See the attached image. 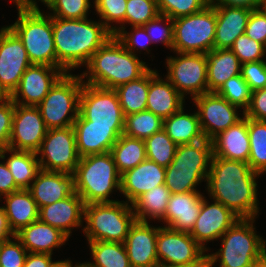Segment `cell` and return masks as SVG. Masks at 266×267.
<instances>
[{
    "label": "cell",
    "mask_w": 266,
    "mask_h": 267,
    "mask_svg": "<svg viewBox=\"0 0 266 267\" xmlns=\"http://www.w3.org/2000/svg\"><path fill=\"white\" fill-rule=\"evenodd\" d=\"M185 98L159 73L150 81L146 110L153 112L163 120L178 112L184 105Z\"/></svg>",
    "instance_id": "29"
},
{
    "label": "cell",
    "mask_w": 266,
    "mask_h": 267,
    "mask_svg": "<svg viewBox=\"0 0 266 267\" xmlns=\"http://www.w3.org/2000/svg\"><path fill=\"white\" fill-rule=\"evenodd\" d=\"M250 154L248 164L251 169L261 173L266 169V121L248 118Z\"/></svg>",
    "instance_id": "39"
},
{
    "label": "cell",
    "mask_w": 266,
    "mask_h": 267,
    "mask_svg": "<svg viewBox=\"0 0 266 267\" xmlns=\"http://www.w3.org/2000/svg\"><path fill=\"white\" fill-rule=\"evenodd\" d=\"M211 141L213 156L248 163L250 154L248 117L243 115L240 121L219 133Z\"/></svg>",
    "instance_id": "26"
},
{
    "label": "cell",
    "mask_w": 266,
    "mask_h": 267,
    "mask_svg": "<svg viewBox=\"0 0 266 267\" xmlns=\"http://www.w3.org/2000/svg\"><path fill=\"white\" fill-rule=\"evenodd\" d=\"M85 67L87 71L80 74L83 83L107 89L137 80L150 69L146 62L128 51L115 36L92 55Z\"/></svg>",
    "instance_id": "3"
},
{
    "label": "cell",
    "mask_w": 266,
    "mask_h": 267,
    "mask_svg": "<svg viewBox=\"0 0 266 267\" xmlns=\"http://www.w3.org/2000/svg\"><path fill=\"white\" fill-rule=\"evenodd\" d=\"M165 183V167L144 160L133 169L121 174L120 193L132 204L138 197Z\"/></svg>",
    "instance_id": "22"
},
{
    "label": "cell",
    "mask_w": 266,
    "mask_h": 267,
    "mask_svg": "<svg viewBox=\"0 0 266 267\" xmlns=\"http://www.w3.org/2000/svg\"><path fill=\"white\" fill-rule=\"evenodd\" d=\"M84 206L83 199L75 192L63 200L39 208L38 219L60 229L70 238L72 229L83 225Z\"/></svg>",
    "instance_id": "23"
},
{
    "label": "cell",
    "mask_w": 266,
    "mask_h": 267,
    "mask_svg": "<svg viewBox=\"0 0 266 267\" xmlns=\"http://www.w3.org/2000/svg\"><path fill=\"white\" fill-rule=\"evenodd\" d=\"M242 114L253 120L266 121V88L252 91L250 104Z\"/></svg>",
    "instance_id": "53"
},
{
    "label": "cell",
    "mask_w": 266,
    "mask_h": 267,
    "mask_svg": "<svg viewBox=\"0 0 266 267\" xmlns=\"http://www.w3.org/2000/svg\"><path fill=\"white\" fill-rule=\"evenodd\" d=\"M245 35L266 47V8L252 10L247 21Z\"/></svg>",
    "instance_id": "51"
},
{
    "label": "cell",
    "mask_w": 266,
    "mask_h": 267,
    "mask_svg": "<svg viewBox=\"0 0 266 267\" xmlns=\"http://www.w3.org/2000/svg\"><path fill=\"white\" fill-rule=\"evenodd\" d=\"M159 14L155 0H127L126 23L131 27L143 26Z\"/></svg>",
    "instance_id": "43"
},
{
    "label": "cell",
    "mask_w": 266,
    "mask_h": 267,
    "mask_svg": "<svg viewBox=\"0 0 266 267\" xmlns=\"http://www.w3.org/2000/svg\"><path fill=\"white\" fill-rule=\"evenodd\" d=\"M142 27L152 40V43L161 42L167 48L173 50V19L166 15L159 14Z\"/></svg>",
    "instance_id": "46"
},
{
    "label": "cell",
    "mask_w": 266,
    "mask_h": 267,
    "mask_svg": "<svg viewBox=\"0 0 266 267\" xmlns=\"http://www.w3.org/2000/svg\"><path fill=\"white\" fill-rule=\"evenodd\" d=\"M214 6L244 7L251 10L266 6L265 0H210Z\"/></svg>",
    "instance_id": "55"
},
{
    "label": "cell",
    "mask_w": 266,
    "mask_h": 267,
    "mask_svg": "<svg viewBox=\"0 0 266 267\" xmlns=\"http://www.w3.org/2000/svg\"><path fill=\"white\" fill-rule=\"evenodd\" d=\"M209 3L210 0H157L160 14L171 19L197 13Z\"/></svg>",
    "instance_id": "45"
},
{
    "label": "cell",
    "mask_w": 266,
    "mask_h": 267,
    "mask_svg": "<svg viewBox=\"0 0 266 267\" xmlns=\"http://www.w3.org/2000/svg\"><path fill=\"white\" fill-rule=\"evenodd\" d=\"M18 18L8 27L22 41L32 64L57 67L52 17L40 9L17 6Z\"/></svg>",
    "instance_id": "7"
},
{
    "label": "cell",
    "mask_w": 266,
    "mask_h": 267,
    "mask_svg": "<svg viewBox=\"0 0 266 267\" xmlns=\"http://www.w3.org/2000/svg\"><path fill=\"white\" fill-rule=\"evenodd\" d=\"M256 267H266V261L265 262H263L262 264H259L258 266H256Z\"/></svg>",
    "instance_id": "62"
},
{
    "label": "cell",
    "mask_w": 266,
    "mask_h": 267,
    "mask_svg": "<svg viewBox=\"0 0 266 267\" xmlns=\"http://www.w3.org/2000/svg\"><path fill=\"white\" fill-rule=\"evenodd\" d=\"M84 220L87 241L124 243L136 218L131 204L116 201L86 204Z\"/></svg>",
    "instance_id": "8"
},
{
    "label": "cell",
    "mask_w": 266,
    "mask_h": 267,
    "mask_svg": "<svg viewBox=\"0 0 266 267\" xmlns=\"http://www.w3.org/2000/svg\"><path fill=\"white\" fill-rule=\"evenodd\" d=\"M90 6V0H54L48 9L52 18L74 20L88 18Z\"/></svg>",
    "instance_id": "44"
},
{
    "label": "cell",
    "mask_w": 266,
    "mask_h": 267,
    "mask_svg": "<svg viewBox=\"0 0 266 267\" xmlns=\"http://www.w3.org/2000/svg\"><path fill=\"white\" fill-rule=\"evenodd\" d=\"M93 262H84L86 267H131L123 243L88 241Z\"/></svg>",
    "instance_id": "37"
},
{
    "label": "cell",
    "mask_w": 266,
    "mask_h": 267,
    "mask_svg": "<svg viewBox=\"0 0 266 267\" xmlns=\"http://www.w3.org/2000/svg\"><path fill=\"white\" fill-rule=\"evenodd\" d=\"M216 10L215 49H230L234 41L245 34L251 9L244 7L214 6Z\"/></svg>",
    "instance_id": "27"
},
{
    "label": "cell",
    "mask_w": 266,
    "mask_h": 267,
    "mask_svg": "<svg viewBox=\"0 0 266 267\" xmlns=\"http://www.w3.org/2000/svg\"><path fill=\"white\" fill-rule=\"evenodd\" d=\"M263 173H266V169L263 172H261L260 175L262 176Z\"/></svg>",
    "instance_id": "63"
},
{
    "label": "cell",
    "mask_w": 266,
    "mask_h": 267,
    "mask_svg": "<svg viewBox=\"0 0 266 267\" xmlns=\"http://www.w3.org/2000/svg\"><path fill=\"white\" fill-rule=\"evenodd\" d=\"M216 93L225 98L230 104L243 109L244 113L250 104L252 91L241 74H239L228 79Z\"/></svg>",
    "instance_id": "42"
},
{
    "label": "cell",
    "mask_w": 266,
    "mask_h": 267,
    "mask_svg": "<svg viewBox=\"0 0 266 267\" xmlns=\"http://www.w3.org/2000/svg\"><path fill=\"white\" fill-rule=\"evenodd\" d=\"M16 6H20L26 9L39 10L36 0H12ZM49 7L54 0H39Z\"/></svg>",
    "instance_id": "58"
},
{
    "label": "cell",
    "mask_w": 266,
    "mask_h": 267,
    "mask_svg": "<svg viewBox=\"0 0 266 267\" xmlns=\"http://www.w3.org/2000/svg\"><path fill=\"white\" fill-rule=\"evenodd\" d=\"M15 236L30 253L53 254L54 248L65 244L69 237L60 229L39 219L23 227Z\"/></svg>",
    "instance_id": "28"
},
{
    "label": "cell",
    "mask_w": 266,
    "mask_h": 267,
    "mask_svg": "<svg viewBox=\"0 0 266 267\" xmlns=\"http://www.w3.org/2000/svg\"><path fill=\"white\" fill-rule=\"evenodd\" d=\"M15 103L7 96L0 101V148H8L10 141L12 121L14 115Z\"/></svg>",
    "instance_id": "52"
},
{
    "label": "cell",
    "mask_w": 266,
    "mask_h": 267,
    "mask_svg": "<svg viewBox=\"0 0 266 267\" xmlns=\"http://www.w3.org/2000/svg\"><path fill=\"white\" fill-rule=\"evenodd\" d=\"M47 130L37 106H22L15 103L8 148L36 152Z\"/></svg>",
    "instance_id": "17"
},
{
    "label": "cell",
    "mask_w": 266,
    "mask_h": 267,
    "mask_svg": "<svg viewBox=\"0 0 266 267\" xmlns=\"http://www.w3.org/2000/svg\"><path fill=\"white\" fill-rule=\"evenodd\" d=\"M205 198L190 235L204 250L209 251L205 243L218 240L240 218L223 204L217 201L209 204Z\"/></svg>",
    "instance_id": "19"
},
{
    "label": "cell",
    "mask_w": 266,
    "mask_h": 267,
    "mask_svg": "<svg viewBox=\"0 0 266 267\" xmlns=\"http://www.w3.org/2000/svg\"><path fill=\"white\" fill-rule=\"evenodd\" d=\"M81 75L64 74L37 105L47 129L73 126L79 115Z\"/></svg>",
    "instance_id": "9"
},
{
    "label": "cell",
    "mask_w": 266,
    "mask_h": 267,
    "mask_svg": "<svg viewBox=\"0 0 266 267\" xmlns=\"http://www.w3.org/2000/svg\"><path fill=\"white\" fill-rule=\"evenodd\" d=\"M28 190L41 208L73 195L75 193L74 175L40 170Z\"/></svg>",
    "instance_id": "24"
},
{
    "label": "cell",
    "mask_w": 266,
    "mask_h": 267,
    "mask_svg": "<svg viewBox=\"0 0 266 267\" xmlns=\"http://www.w3.org/2000/svg\"><path fill=\"white\" fill-rule=\"evenodd\" d=\"M166 59V79L185 97L208 93L207 57L204 53H179ZM187 93V94H186Z\"/></svg>",
    "instance_id": "13"
},
{
    "label": "cell",
    "mask_w": 266,
    "mask_h": 267,
    "mask_svg": "<svg viewBox=\"0 0 266 267\" xmlns=\"http://www.w3.org/2000/svg\"><path fill=\"white\" fill-rule=\"evenodd\" d=\"M157 74V70L150 68L139 79L114 89L125 116L146 110L149 83Z\"/></svg>",
    "instance_id": "33"
},
{
    "label": "cell",
    "mask_w": 266,
    "mask_h": 267,
    "mask_svg": "<svg viewBox=\"0 0 266 267\" xmlns=\"http://www.w3.org/2000/svg\"><path fill=\"white\" fill-rule=\"evenodd\" d=\"M144 141L148 160L165 168L173 161L177 145L164 129L154 133Z\"/></svg>",
    "instance_id": "40"
},
{
    "label": "cell",
    "mask_w": 266,
    "mask_h": 267,
    "mask_svg": "<svg viewBox=\"0 0 266 267\" xmlns=\"http://www.w3.org/2000/svg\"><path fill=\"white\" fill-rule=\"evenodd\" d=\"M203 196L200 191L171 194L165 216L166 227L190 233L201 210Z\"/></svg>",
    "instance_id": "25"
},
{
    "label": "cell",
    "mask_w": 266,
    "mask_h": 267,
    "mask_svg": "<svg viewBox=\"0 0 266 267\" xmlns=\"http://www.w3.org/2000/svg\"><path fill=\"white\" fill-rule=\"evenodd\" d=\"M27 254L28 251L16 236L2 241L0 242V267H23Z\"/></svg>",
    "instance_id": "48"
},
{
    "label": "cell",
    "mask_w": 266,
    "mask_h": 267,
    "mask_svg": "<svg viewBox=\"0 0 266 267\" xmlns=\"http://www.w3.org/2000/svg\"><path fill=\"white\" fill-rule=\"evenodd\" d=\"M77 264L73 266L72 261L69 259L61 260V261H54L50 264L49 267H75Z\"/></svg>",
    "instance_id": "59"
},
{
    "label": "cell",
    "mask_w": 266,
    "mask_h": 267,
    "mask_svg": "<svg viewBox=\"0 0 266 267\" xmlns=\"http://www.w3.org/2000/svg\"><path fill=\"white\" fill-rule=\"evenodd\" d=\"M248 163L212 156L206 186L209 198L217 201L240 219L257 218L259 201L256 178Z\"/></svg>",
    "instance_id": "1"
},
{
    "label": "cell",
    "mask_w": 266,
    "mask_h": 267,
    "mask_svg": "<svg viewBox=\"0 0 266 267\" xmlns=\"http://www.w3.org/2000/svg\"><path fill=\"white\" fill-rule=\"evenodd\" d=\"M173 51L204 53L214 49L216 10L210 2L201 11L173 19Z\"/></svg>",
    "instance_id": "10"
},
{
    "label": "cell",
    "mask_w": 266,
    "mask_h": 267,
    "mask_svg": "<svg viewBox=\"0 0 266 267\" xmlns=\"http://www.w3.org/2000/svg\"><path fill=\"white\" fill-rule=\"evenodd\" d=\"M255 218L239 219L219 239L222 248L207 254V266L256 267L266 261V241L256 234Z\"/></svg>",
    "instance_id": "4"
},
{
    "label": "cell",
    "mask_w": 266,
    "mask_h": 267,
    "mask_svg": "<svg viewBox=\"0 0 266 267\" xmlns=\"http://www.w3.org/2000/svg\"><path fill=\"white\" fill-rule=\"evenodd\" d=\"M208 92H217L230 78L241 74V63L231 49H213L206 53Z\"/></svg>",
    "instance_id": "30"
},
{
    "label": "cell",
    "mask_w": 266,
    "mask_h": 267,
    "mask_svg": "<svg viewBox=\"0 0 266 267\" xmlns=\"http://www.w3.org/2000/svg\"><path fill=\"white\" fill-rule=\"evenodd\" d=\"M79 114L91 125L124 126L125 115L114 89L83 83Z\"/></svg>",
    "instance_id": "14"
},
{
    "label": "cell",
    "mask_w": 266,
    "mask_h": 267,
    "mask_svg": "<svg viewBox=\"0 0 266 267\" xmlns=\"http://www.w3.org/2000/svg\"><path fill=\"white\" fill-rule=\"evenodd\" d=\"M4 198L6 204L3 208L14 234L38 220L39 207L28 189L10 193Z\"/></svg>",
    "instance_id": "31"
},
{
    "label": "cell",
    "mask_w": 266,
    "mask_h": 267,
    "mask_svg": "<svg viewBox=\"0 0 266 267\" xmlns=\"http://www.w3.org/2000/svg\"><path fill=\"white\" fill-rule=\"evenodd\" d=\"M93 3L96 14L101 17L100 21L113 36L120 30L126 29L127 0H94ZM113 22L120 24V26H114Z\"/></svg>",
    "instance_id": "41"
},
{
    "label": "cell",
    "mask_w": 266,
    "mask_h": 267,
    "mask_svg": "<svg viewBox=\"0 0 266 267\" xmlns=\"http://www.w3.org/2000/svg\"><path fill=\"white\" fill-rule=\"evenodd\" d=\"M57 68L65 74L86 66L92 55L113 35L98 20L52 18Z\"/></svg>",
    "instance_id": "2"
},
{
    "label": "cell",
    "mask_w": 266,
    "mask_h": 267,
    "mask_svg": "<svg viewBox=\"0 0 266 267\" xmlns=\"http://www.w3.org/2000/svg\"><path fill=\"white\" fill-rule=\"evenodd\" d=\"M52 255L28 252L23 267H49Z\"/></svg>",
    "instance_id": "56"
},
{
    "label": "cell",
    "mask_w": 266,
    "mask_h": 267,
    "mask_svg": "<svg viewBox=\"0 0 266 267\" xmlns=\"http://www.w3.org/2000/svg\"><path fill=\"white\" fill-rule=\"evenodd\" d=\"M64 74L57 67L32 64L9 97L14 103L22 106H37Z\"/></svg>",
    "instance_id": "18"
},
{
    "label": "cell",
    "mask_w": 266,
    "mask_h": 267,
    "mask_svg": "<svg viewBox=\"0 0 266 267\" xmlns=\"http://www.w3.org/2000/svg\"><path fill=\"white\" fill-rule=\"evenodd\" d=\"M15 236L12 232L3 206L0 207V242Z\"/></svg>",
    "instance_id": "57"
},
{
    "label": "cell",
    "mask_w": 266,
    "mask_h": 267,
    "mask_svg": "<svg viewBox=\"0 0 266 267\" xmlns=\"http://www.w3.org/2000/svg\"><path fill=\"white\" fill-rule=\"evenodd\" d=\"M170 190L162 184L138 197L131 205L138 221L161 219L165 216Z\"/></svg>",
    "instance_id": "34"
},
{
    "label": "cell",
    "mask_w": 266,
    "mask_h": 267,
    "mask_svg": "<svg viewBox=\"0 0 266 267\" xmlns=\"http://www.w3.org/2000/svg\"><path fill=\"white\" fill-rule=\"evenodd\" d=\"M184 107L164 119L163 129L176 145L192 144L205 139L197 111L185 113Z\"/></svg>",
    "instance_id": "32"
},
{
    "label": "cell",
    "mask_w": 266,
    "mask_h": 267,
    "mask_svg": "<svg viewBox=\"0 0 266 267\" xmlns=\"http://www.w3.org/2000/svg\"><path fill=\"white\" fill-rule=\"evenodd\" d=\"M115 37L134 55H137L135 53H137L139 49L141 51L146 50L148 53L150 52L148 45L152 44V40L142 26L132 27L131 32L122 29L115 35Z\"/></svg>",
    "instance_id": "49"
},
{
    "label": "cell",
    "mask_w": 266,
    "mask_h": 267,
    "mask_svg": "<svg viewBox=\"0 0 266 267\" xmlns=\"http://www.w3.org/2000/svg\"><path fill=\"white\" fill-rule=\"evenodd\" d=\"M164 120L153 112L145 110L125 116L123 134L145 140L163 129Z\"/></svg>",
    "instance_id": "38"
},
{
    "label": "cell",
    "mask_w": 266,
    "mask_h": 267,
    "mask_svg": "<svg viewBox=\"0 0 266 267\" xmlns=\"http://www.w3.org/2000/svg\"><path fill=\"white\" fill-rule=\"evenodd\" d=\"M212 156V141L208 139L177 145L173 161L165 168L164 184L170 193L198 191L197 185L207 180Z\"/></svg>",
    "instance_id": "6"
},
{
    "label": "cell",
    "mask_w": 266,
    "mask_h": 267,
    "mask_svg": "<svg viewBox=\"0 0 266 267\" xmlns=\"http://www.w3.org/2000/svg\"><path fill=\"white\" fill-rule=\"evenodd\" d=\"M36 155L41 170L73 174L80 160L73 126L47 130Z\"/></svg>",
    "instance_id": "12"
},
{
    "label": "cell",
    "mask_w": 266,
    "mask_h": 267,
    "mask_svg": "<svg viewBox=\"0 0 266 267\" xmlns=\"http://www.w3.org/2000/svg\"><path fill=\"white\" fill-rule=\"evenodd\" d=\"M111 153L120 174L133 169L147 159L145 141L124 134L120 135L112 146Z\"/></svg>",
    "instance_id": "36"
},
{
    "label": "cell",
    "mask_w": 266,
    "mask_h": 267,
    "mask_svg": "<svg viewBox=\"0 0 266 267\" xmlns=\"http://www.w3.org/2000/svg\"><path fill=\"white\" fill-rule=\"evenodd\" d=\"M10 156L6 159L9 171L20 189H29L41 170L36 152L5 149Z\"/></svg>",
    "instance_id": "35"
},
{
    "label": "cell",
    "mask_w": 266,
    "mask_h": 267,
    "mask_svg": "<svg viewBox=\"0 0 266 267\" xmlns=\"http://www.w3.org/2000/svg\"><path fill=\"white\" fill-rule=\"evenodd\" d=\"M238 57L241 64L261 61L266 54V47L249 38L247 35H240L230 48Z\"/></svg>",
    "instance_id": "47"
},
{
    "label": "cell",
    "mask_w": 266,
    "mask_h": 267,
    "mask_svg": "<svg viewBox=\"0 0 266 267\" xmlns=\"http://www.w3.org/2000/svg\"><path fill=\"white\" fill-rule=\"evenodd\" d=\"M22 41L8 27L0 29V88L10 96L18 87L22 75L31 66Z\"/></svg>",
    "instance_id": "15"
},
{
    "label": "cell",
    "mask_w": 266,
    "mask_h": 267,
    "mask_svg": "<svg viewBox=\"0 0 266 267\" xmlns=\"http://www.w3.org/2000/svg\"><path fill=\"white\" fill-rule=\"evenodd\" d=\"M197 107L201 129L205 139L212 140L219 133L240 121L238 106L230 104L216 92L204 93L192 99Z\"/></svg>",
    "instance_id": "16"
},
{
    "label": "cell",
    "mask_w": 266,
    "mask_h": 267,
    "mask_svg": "<svg viewBox=\"0 0 266 267\" xmlns=\"http://www.w3.org/2000/svg\"><path fill=\"white\" fill-rule=\"evenodd\" d=\"M158 227L151 226L148 221H138L131 225L123 243L131 267H159L157 257Z\"/></svg>",
    "instance_id": "20"
},
{
    "label": "cell",
    "mask_w": 266,
    "mask_h": 267,
    "mask_svg": "<svg viewBox=\"0 0 266 267\" xmlns=\"http://www.w3.org/2000/svg\"><path fill=\"white\" fill-rule=\"evenodd\" d=\"M5 154V149H1L0 159L3 160V162H0V199H2L1 196L21 190L16 185L12 173L9 171L7 164L4 162V159L6 158Z\"/></svg>",
    "instance_id": "54"
},
{
    "label": "cell",
    "mask_w": 266,
    "mask_h": 267,
    "mask_svg": "<svg viewBox=\"0 0 266 267\" xmlns=\"http://www.w3.org/2000/svg\"><path fill=\"white\" fill-rule=\"evenodd\" d=\"M80 157L111 152L112 146L124 132V126L91 125L80 114L73 124Z\"/></svg>",
    "instance_id": "21"
},
{
    "label": "cell",
    "mask_w": 266,
    "mask_h": 267,
    "mask_svg": "<svg viewBox=\"0 0 266 267\" xmlns=\"http://www.w3.org/2000/svg\"><path fill=\"white\" fill-rule=\"evenodd\" d=\"M75 267H86V266L83 263L80 264V262H79V263H77V265Z\"/></svg>",
    "instance_id": "61"
},
{
    "label": "cell",
    "mask_w": 266,
    "mask_h": 267,
    "mask_svg": "<svg viewBox=\"0 0 266 267\" xmlns=\"http://www.w3.org/2000/svg\"><path fill=\"white\" fill-rule=\"evenodd\" d=\"M75 192L84 204L116 202L109 199L114 189L120 191L121 174L111 152L80 157L73 173Z\"/></svg>",
    "instance_id": "5"
},
{
    "label": "cell",
    "mask_w": 266,
    "mask_h": 267,
    "mask_svg": "<svg viewBox=\"0 0 266 267\" xmlns=\"http://www.w3.org/2000/svg\"><path fill=\"white\" fill-rule=\"evenodd\" d=\"M156 249L159 267H208L207 251L188 232L159 226Z\"/></svg>",
    "instance_id": "11"
},
{
    "label": "cell",
    "mask_w": 266,
    "mask_h": 267,
    "mask_svg": "<svg viewBox=\"0 0 266 267\" xmlns=\"http://www.w3.org/2000/svg\"><path fill=\"white\" fill-rule=\"evenodd\" d=\"M6 97H7V95L0 88V101L4 100Z\"/></svg>",
    "instance_id": "60"
},
{
    "label": "cell",
    "mask_w": 266,
    "mask_h": 267,
    "mask_svg": "<svg viewBox=\"0 0 266 267\" xmlns=\"http://www.w3.org/2000/svg\"><path fill=\"white\" fill-rule=\"evenodd\" d=\"M241 76L247 82L251 91L265 88L266 60L241 64Z\"/></svg>",
    "instance_id": "50"
}]
</instances>
